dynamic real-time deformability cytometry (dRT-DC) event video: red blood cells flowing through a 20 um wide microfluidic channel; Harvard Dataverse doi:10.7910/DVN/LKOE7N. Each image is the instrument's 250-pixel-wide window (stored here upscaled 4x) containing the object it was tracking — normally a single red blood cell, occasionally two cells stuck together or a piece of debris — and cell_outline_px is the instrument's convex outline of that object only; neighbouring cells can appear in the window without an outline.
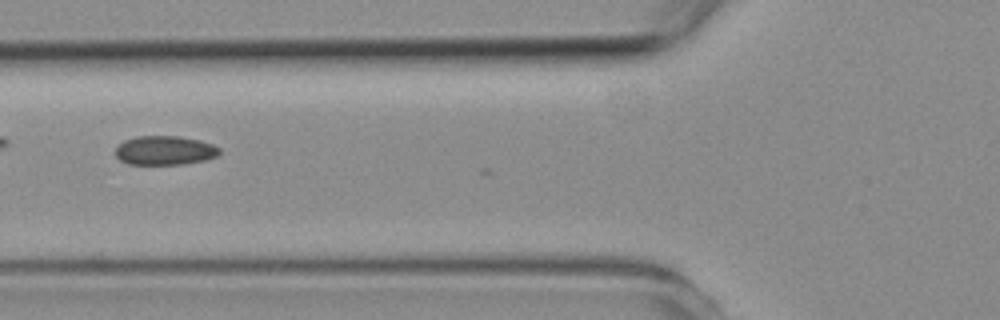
{"species": "common noctule bat (a hibernating species)", "species_latin": "Nyctalus noctula", "temperature_condition": "room temperature", "stored_images_in_passage": 7, "camera_frame_rate_fps": 3000, "um_per_image_px": 0.085, "animal": {"sex": "female", "body_mass_g": 19.3, "forearm_length_mm": 54.1}, "frame": {"image": 1, "passage_image": 6, "time_ms": 5.667, "image_size_px": [1000, 320], "cell_outline_px": [[220, 152], [216, 156], [204, 160], [184, 164], [128, 164], [120, 160], [116, 156], [116, 148], [124, 140], [136, 136], [176, 136], [200, 140], [212, 144], [220, 148]], "centroid_in_image_um": [14.0, 12.78], "position_along_channel_um": 111.8, "area_um2": 17.57}}
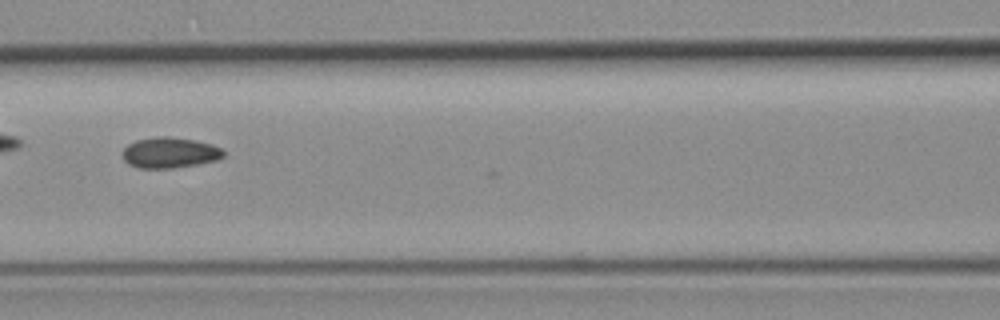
{"frame": {"image": 2, "passage_image": 7, "time_ms": 6.667, "image_size_px": [1000, 320], "cell_outline_px": [[224, 156], [216, 160], [196, 164], [172, 168], [140, 168], [128, 164], [124, 160], [124, 148], [128, 144], [136, 140], [156, 136], [168, 136], [192, 140], [212, 144], [220, 148], [224, 152]], "centroid_in_image_um": [14.41, 12.97], "position_along_channel_um": 152.2, "area_um2": 17.86}}